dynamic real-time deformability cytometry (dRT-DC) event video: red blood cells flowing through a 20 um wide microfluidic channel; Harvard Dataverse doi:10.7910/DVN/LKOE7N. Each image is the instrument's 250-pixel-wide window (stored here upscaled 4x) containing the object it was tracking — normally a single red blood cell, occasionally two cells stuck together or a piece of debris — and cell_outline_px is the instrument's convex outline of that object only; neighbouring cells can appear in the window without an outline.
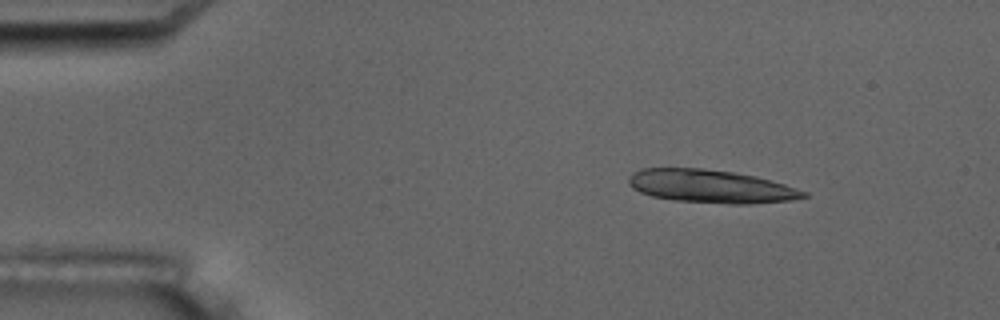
{"species": "common noctule bat (a hibernating species)", "species_latin": "Nyctalus noctula", "temperature_condition": "room temperature", "stored_images_in_passage": 9, "camera_frame_rate_fps": 3000, "um_per_image_px": 0.085, "animal": {"sex": "male", "body_mass_g": 17.5, "forearm_length_mm": 52.3}, "frame": {"image": 1, "passage_image": 2, "time_ms": 1.0, "image_size_px": [1000, 320], "cell_outline_px": [[808, 196], [792, 200], [748, 204], [732, 204], [676, 200], [652, 196], [640, 192], [632, 188], [628, 184], [628, 180], [632, 172], [640, 168], [704, 168], [732, 172], [756, 176], [784, 184], [808, 192]], "centroid_in_image_um": [60.41, 15.83], "position_along_channel_um": 24.6, "area_um2": 33.76}}
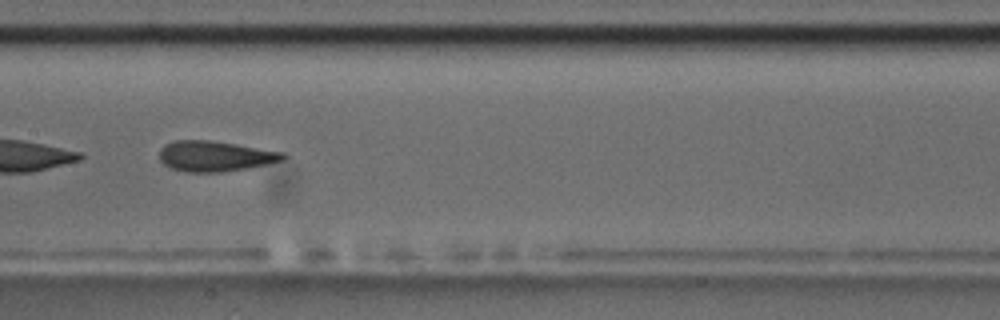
{"frame": {"image": 2, "passage_image": 8, "time_ms": 8.0, "image_size_px": [1000, 320], "cell_outline_px": [[288, 156], [284, 160], [268, 164], [248, 168], [220, 172], [184, 172], [172, 168], [164, 164], [160, 160], [160, 148], [164, 144], [172, 140], [212, 140], [284, 152]], "centroid_in_image_um": [18.29, 13.27], "position_along_channel_um": 189.1, "area_um2": 22.14}}